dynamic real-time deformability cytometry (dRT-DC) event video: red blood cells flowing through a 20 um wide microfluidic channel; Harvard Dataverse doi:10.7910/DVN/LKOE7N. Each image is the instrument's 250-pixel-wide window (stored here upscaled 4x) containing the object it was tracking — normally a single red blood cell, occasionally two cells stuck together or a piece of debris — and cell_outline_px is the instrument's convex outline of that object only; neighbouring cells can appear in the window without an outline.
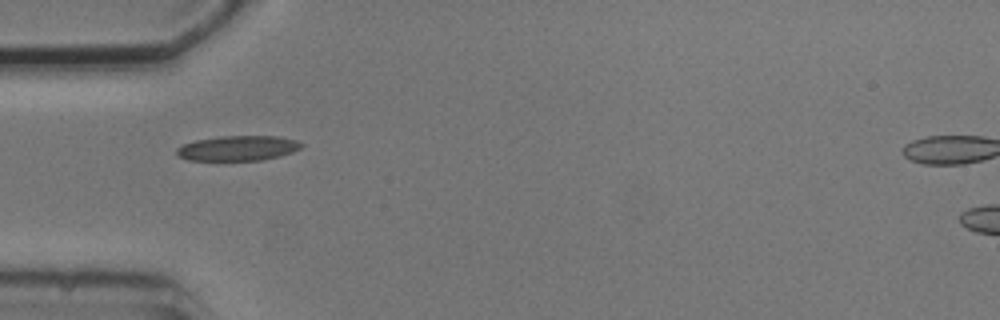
{"species": "common noctule bat (a hibernating species)", "species_latin": "Nyctalus noctula", "temperature_condition": "cold", "stored_images_in_passage": 4, "camera_frame_rate_fps": 3000, "um_per_image_px": 0.085, "animal": {"sex": "male", "body_mass_g": 20.5, "forearm_length_mm": 52.5}, "frame": {"image": 1, "passage_image": 1, "time_ms": 0.0, "image_size_px": [1000, 320], "cell_outline_px": [[304, 144], [300, 148], [292, 152], [280, 156], [264, 160], [188, 160], [176, 156], [176, 148], [184, 144], [196, 140], [220, 136], [280, 136], [296, 140]], "centroid_in_image_um": [20.22, 12.59], "position_along_channel_um": 64.8, "area_um2": 18.26}}
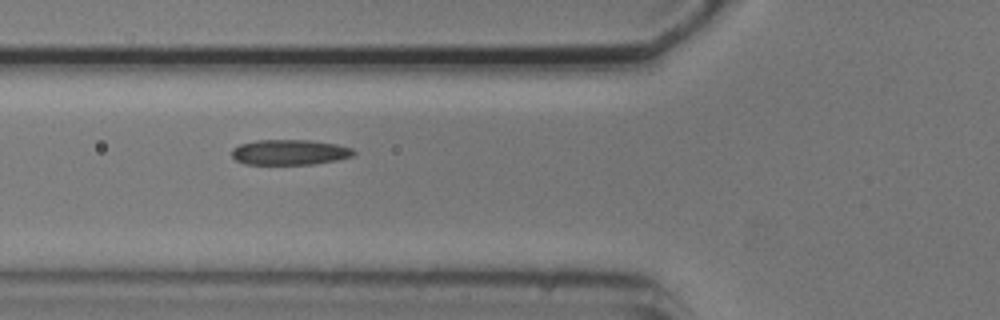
{"frame": {"image": 2, "passage_image": 2, "time_ms": 1.0, "image_size_px": [1000, 320], "cell_outline_px": [[356, 152], [352, 156], [336, 160], [316, 164], [244, 164], [236, 160], [232, 156], [232, 148], [240, 144], [256, 140], [312, 140], [336, 144], [352, 148]], "centroid_in_image_um": [24.62, 12.94], "position_along_channel_um": 101.2, "area_um2": 18.03}}
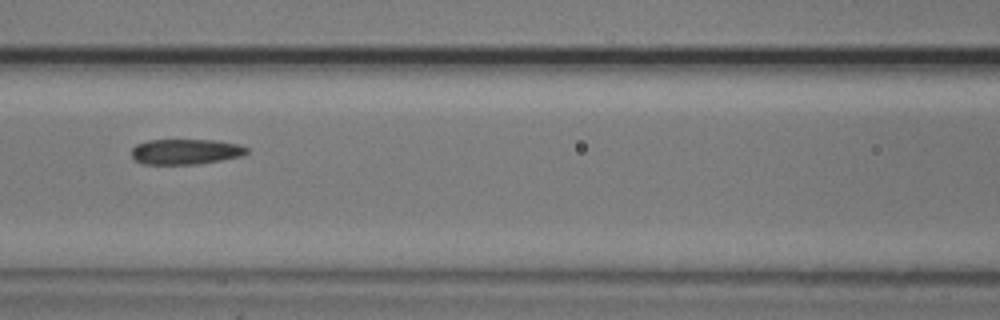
{"frame": {"image": 3, "passage_image": 3, "time_ms": 2.333, "image_size_px": [1000, 320], "cell_outline_px": [[248, 152], [244, 156], [200, 164], [144, 164], [132, 160], [132, 148], [136, 144], [148, 140], [216, 140], [240, 144], [248, 148]], "centroid_in_image_um": [15.8, 12.89], "position_along_channel_um": 150.8, "area_um2": 17.34}}